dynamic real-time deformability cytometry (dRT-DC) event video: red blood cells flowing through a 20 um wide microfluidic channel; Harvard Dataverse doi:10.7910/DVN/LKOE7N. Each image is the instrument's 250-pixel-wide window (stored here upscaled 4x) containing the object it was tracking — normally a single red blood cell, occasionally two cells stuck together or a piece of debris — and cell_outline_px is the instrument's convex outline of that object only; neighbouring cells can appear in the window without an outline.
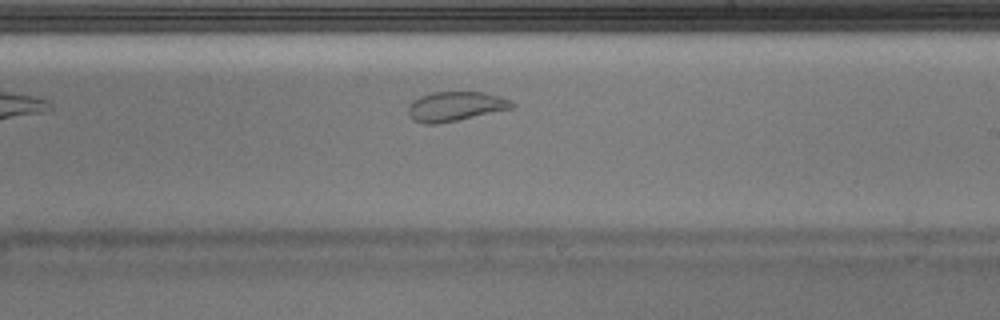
{"species": "Egyptian fruit bat (a non-hibernating species)", "species_latin": "Rousettus aegyptiacus", "temperature_condition": "warm", "stored_images_in_passage": 30, "camera_frame_rate_fps": 3000, "um_per_image_px": 0.085, "animal": {"sex": "male"}, "frame": {"image": 1, "passage_image": 13, "time_ms": 4.0, "image_size_px": [1000, 320], "cell_outline_px": [[516, 104], [512, 108], [456, 120], [436, 124], [424, 124], [412, 120], [408, 116], [408, 104], [412, 100], [420, 96], [432, 92], [484, 92], [500, 96]], "centroid_in_image_um": [38.64, 9.04], "position_along_channel_um": 250.4, "area_um2": 17.8}}